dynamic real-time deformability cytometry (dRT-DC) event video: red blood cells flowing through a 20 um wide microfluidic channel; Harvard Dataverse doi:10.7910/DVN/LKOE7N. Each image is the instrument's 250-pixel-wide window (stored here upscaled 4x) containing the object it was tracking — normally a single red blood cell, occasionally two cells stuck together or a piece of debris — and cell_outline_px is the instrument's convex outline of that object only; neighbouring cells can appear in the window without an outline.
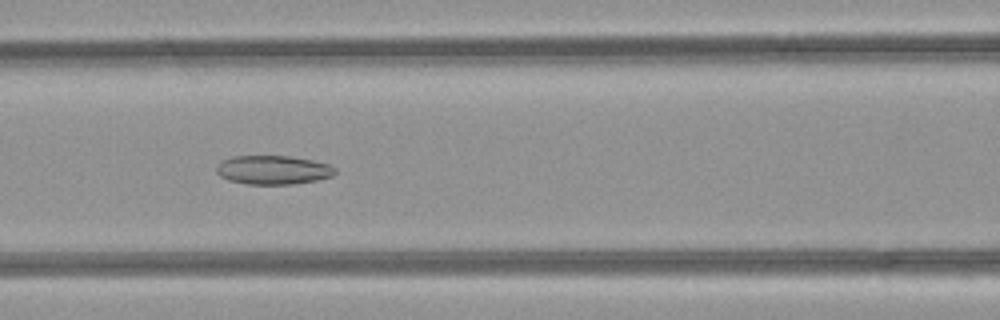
{"species": "common noctule bat (a hibernating species)", "species_latin": "Nyctalus noctula", "temperature_condition": "room temperature", "stored_images_in_passage": 44, "camera_frame_rate_fps": 3000, "um_per_image_px": 0.085, "animal": {"sex": "female", "body_mass_g": 21.9}, "frame": {"image": 1, "passage_image": 15, "time_ms": 4.667, "image_size_px": [1000, 320], "cell_outline_px": [[336, 172], [332, 176], [316, 180], [292, 184], [244, 184], [228, 180], [220, 176], [216, 172], [216, 164], [220, 160], [232, 156], [292, 156], [312, 160], [328, 164], [336, 168]], "centroid_in_image_um": [23.17, 14.44], "position_along_channel_um": 143.4, "area_um2": 20.17}}
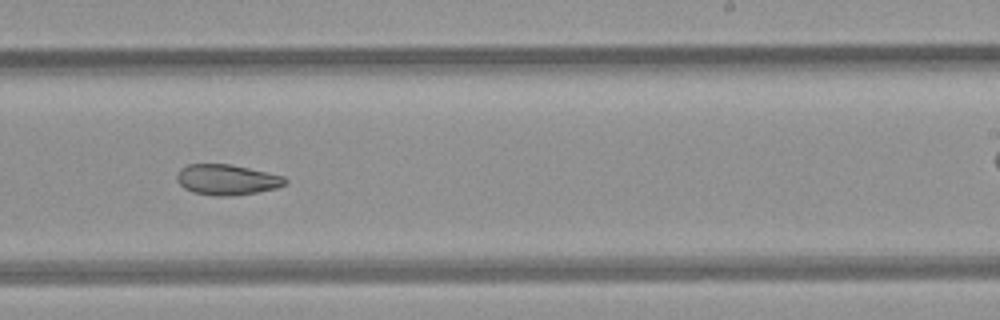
{"frame": {"image": 2, "passage_image": 24, "time_ms": 7.667, "image_size_px": [1000, 320], "cell_outline_px": [[288, 184], [276, 188], [256, 192], [232, 196], [212, 196], [192, 192], [184, 188], [176, 180], [176, 176], [180, 168], [188, 164], [228, 164], [248, 168], [284, 176], [288, 180]], "centroid_in_image_um": [19.27, 15.28], "position_along_channel_um": 269.7, "area_um2": 19.36}}
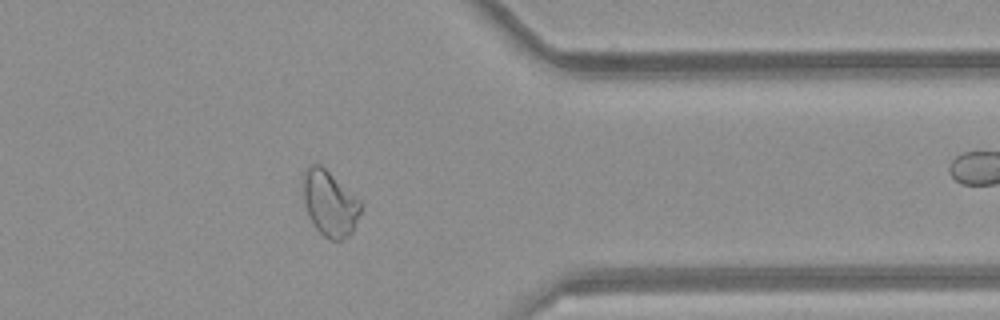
{"frame": {"image": 3, "passage_image": 33, "time_ms": 10.667, "image_size_px": [1000, 320], "cell_outline_px": [[364, 204], [352, 232], [348, 236], [340, 240], [332, 240], [324, 236], [312, 224], [308, 216], [304, 200], [304, 172], [312, 164], [320, 164], [360, 200]], "centroid_in_image_um": [28.05, 17.31], "position_along_channel_um": 383.3, "area_um2": 21.73}, "authors_computed_cell_mechanics": {"area_um2": 22.5131, "velocity_mm_per_s": 4.2228, "shape_relaxation_time_tau1_ms": null, "shape_relaxation_time_tau2_ms": 4.456, "deformation_change_tau1": null, "deformation_change_tau2": 0.1011}}